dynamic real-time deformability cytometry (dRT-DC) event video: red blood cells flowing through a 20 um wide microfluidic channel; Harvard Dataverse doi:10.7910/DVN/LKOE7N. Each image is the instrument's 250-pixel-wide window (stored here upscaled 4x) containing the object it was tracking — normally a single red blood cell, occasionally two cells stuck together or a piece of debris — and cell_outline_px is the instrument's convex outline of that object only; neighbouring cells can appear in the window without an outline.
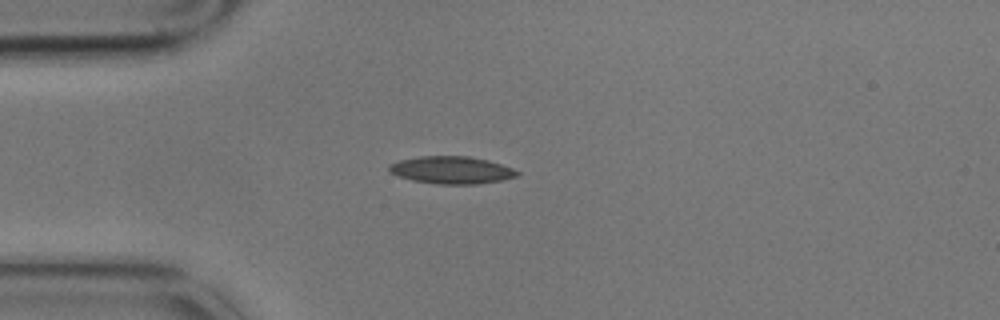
{"species": "common noctule bat (a hibernating species)", "species_latin": "Nyctalus noctula", "temperature_condition": "cold", "stored_images_in_passage": 1, "camera_frame_rate_fps": 3000, "um_per_image_px": 0.085, "animal": {"sex": "male", "body_mass_g": 17.9}, "frame": {"image": 1, "passage_image": 1, "time_ms": 0.0, "image_size_px": [1000, 320], "cell_outline_px": [[520, 172], [516, 176], [500, 180], [476, 184], [436, 184], [412, 180], [388, 172], [388, 164], [400, 160], [420, 156], [468, 156], [488, 160], [512, 168]], "centroid_in_image_um": [38.34, 14.45], "position_along_channel_um": 46.7, "area_um2": 20.35}}